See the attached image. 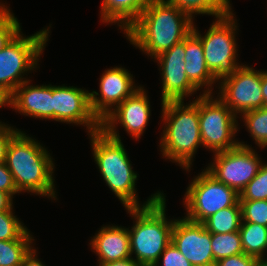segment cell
I'll return each instance as SVG.
<instances>
[{"instance_id":"obj_19","label":"cell","mask_w":267,"mask_h":266,"mask_svg":"<svg viewBox=\"0 0 267 266\" xmlns=\"http://www.w3.org/2000/svg\"><path fill=\"white\" fill-rule=\"evenodd\" d=\"M185 54V72L189 81L198 90L206 86L203 94H212L216 80L207 67L201 40L193 32L185 38Z\"/></svg>"},{"instance_id":"obj_5","label":"cell","mask_w":267,"mask_h":266,"mask_svg":"<svg viewBox=\"0 0 267 266\" xmlns=\"http://www.w3.org/2000/svg\"><path fill=\"white\" fill-rule=\"evenodd\" d=\"M93 156L110 190L126 208L140 207L135 183L137 173L121 140L108 136L102 129L90 133Z\"/></svg>"},{"instance_id":"obj_2","label":"cell","mask_w":267,"mask_h":266,"mask_svg":"<svg viewBox=\"0 0 267 266\" xmlns=\"http://www.w3.org/2000/svg\"><path fill=\"white\" fill-rule=\"evenodd\" d=\"M52 160L45 146L19 131L9 142L5 161L18 193L32 192L56 200Z\"/></svg>"},{"instance_id":"obj_33","label":"cell","mask_w":267,"mask_h":266,"mask_svg":"<svg viewBox=\"0 0 267 266\" xmlns=\"http://www.w3.org/2000/svg\"><path fill=\"white\" fill-rule=\"evenodd\" d=\"M258 259L245 253L222 258L214 266H255Z\"/></svg>"},{"instance_id":"obj_15","label":"cell","mask_w":267,"mask_h":266,"mask_svg":"<svg viewBox=\"0 0 267 266\" xmlns=\"http://www.w3.org/2000/svg\"><path fill=\"white\" fill-rule=\"evenodd\" d=\"M185 39L157 56L162 78V103L184 101L198 91L185 72Z\"/></svg>"},{"instance_id":"obj_28","label":"cell","mask_w":267,"mask_h":266,"mask_svg":"<svg viewBox=\"0 0 267 266\" xmlns=\"http://www.w3.org/2000/svg\"><path fill=\"white\" fill-rule=\"evenodd\" d=\"M242 222H251L267 227V200L239 201Z\"/></svg>"},{"instance_id":"obj_35","label":"cell","mask_w":267,"mask_h":266,"mask_svg":"<svg viewBox=\"0 0 267 266\" xmlns=\"http://www.w3.org/2000/svg\"><path fill=\"white\" fill-rule=\"evenodd\" d=\"M36 250L32 248L30 252L24 257L22 261V266H45L42 262L37 258Z\"/></svg>"},{"instance_id":"obj_31","label":"cell","mask_w":267,"mask_h":266,"mask_svg":"<svg viewBox=\"0 0 267 266\" xmlns=\"http://www.w3.org/2000/svg\"><path fill=\"white\" fill-rule=\"evenodd\" d=\"M160 260L162 261V266H193L172 242L164 249L158 262L154 266H159Z\"/></svg>"},{"instance_id":"obj_36","label":"cell","mask_w":267,"mask_h":266,"mask_svg":"<svg viewBox=\"0 0 267 266\" xmlns=\"http://www.w3.org/2000/svg\"><path fill=\"white\" fill-rule=\"evenodd\" d=\"M13 198L0 190V212L13 210Z\"/></svg>"},{"instance_id":"obj_18","label":"cell","mask_w":267,"mask_h":266,"mask_svg":"<svg viewBox=\"0 0 267 266\" xmlns=\"http://www.w3.org/2000/svg\"><path fill=\"white\" fill-rule=\"evenodd\" d=\"M90 245L99 258V265L131 258L128 228L104 226L91 239Z\"/></svg>"},{"instance_id":"obj_9","label":"cell","mask_w":267,"mask_h":266,"mask_svg":"<svg viewBox=\"0 0 267 266\" xmlns=\"http://www.w3.org/2000/svg\"><path fill=\"white\" fill-rule=\"evenodd\" d=\"M199 127L202 145L214 153L239 145L234 136L238 131L237 116L218 97L201 94L198 97ZM234 139V140H233Z\"/></svg>"},{"instance_id":"obj_13","label":"cell","mask_w":267,"mask_h":266,"mask_svg":"<svg viewBox=\"0 0 267 266\" xmlns=\"http://www.w3.org/2000/svg\"><path fill=\"white\" fill-rule=\"evenodd\" d=\"M150 102L140 86L101 121V129L110 137L121 140L116 126L121 124L133 138L139 139L150 119ZM117 124V125H116Z\"/></svg>"},{"instance_id":"obj_17","label":"cell","mask_w":267,"mask_h":266,"mask_svg":"<svg viewBox=\"0 0 267 266\" xmlns=\"http://www.w3.org/2000/svg\"><path fill=\"white\" fill-rule=\"evenodd\" d=\"M30 80L18 86L8 97L7 105L23 115L53 120L52 85H30Z\"/></svg>"},{"instance_id":"obj_32","label":"cell","mask_w":267,"mask_h":266,"mask_svg":"<svg viewBox=\"0 0 267 266\" xmlns=\"http://www.w3.org/2000/svg\"><path fill=\"white\" fill-rule=\"evenodd\" d=\"M19 131L8 124L0 123V163L6 161L9 142Z\"/></svg>"},{"instance_id":"obj_40","label":"cell","mask_w":267,"mask_h":266,"mask_svg":"<svg viewBox=\"0 0 267 266\" xmlns=\"http://www.w3.org/2000/svg\"><path fill=\"white\" fill-rule=\"evenodd\" d=\"M255 266H267V263L264 260H258Z\"/></svg>"},{"instance_id":"obj_6","label":"cell","mask_w":267,"mask_h":266,"mask_svg":"<svg viewBox=\"0 0 267 266\" xmlns=\"http://www.w3.org/2000/svg\"><path fill=\"white\" fill-rule=\"evenodd\" d=\"M49 29L28 37H23L20 30L0 51V92L7 98L18 86L28 81L23 77L24 74L38 66L39 57L49 40Z\"/></svg>"},{"instance_id":"obj_34","label":"cell","mask_w":267,"mask_h":266,"mask_svg":"<svg viewBox=\"0 0 267 266\" xmlns=\"http://www.w3.org/2000/svg\"><path fill=\"white\" fill-rule=\"evenodd\" d=\"M0 190L8 193L12 198L16 193H18L12 178V174L5 162L0 163Z\"/></svg>"},{"instance_id":"obj_30","label":"cell","mask_w":267,"mask_h":266,"mask_svg":"<svg viewBox=\"0 0 267 266\" xmlns=\"http://www.w3.org/2000/svg\"><path fill=\"white\" fill-rule=\"evenodd\" d=\"M21 30L19 20L10 12L9 8H0V51Z\"/></svg>"},{"instance_id":"obj_25","label":"cell","mask_w":267,"mask_h":266,"mask_svg":"<svg viewBox=\"0 0 267 266\" xmlns=\"http://www.w3.org/2000/svg\"><path fill=\"white\" fill-rule=\"evenodd\" d=\"M211 248L215 262L225 257L244 253L239 231L211 234Z\"/></svg>"},{"instance_id":"obj_7","label":"cell","mask_w":267,"mask_h":266,"mask_svg":"<svg viewBox=\"0 0 267 266\" xmlns=\"http://www.w3.org/2000/svg\"><path fill=\"white\" fill-rule=\"evenodd\" d=\"M233 13L217 18L206 34L202 36L195 25L192 32L201 40L207 67L216 82L230 76L243 64L237 61V43L235 33L237 23Z\"/></svg>"},{"instance_id":"obj_27","label":"cell","mask_w":267,"mask_h":266,"mask_svg":"<svg viewBox=\"0 0 267 266\" xmlns=\"http://www.w3.org/2000/svg\"><path fill=\"white\" fill-rule=\"evenodd\" d=\"M239 201L267 200V164L263 163L256 176L239 194Z\"/></svg>"},{"instance_id":"obj_12","label":"cell","mask_w":267,"mask_h":266,"mask_svg":"<svg viewBox=\"0 0 267 266\" xmlns=\"http://www.w3.org/2000/svg\"><path fill=\"white\" fill-rule=\"evenodd\" d=\"M53 120L86 126L88 133L101 129V122L93 114L89 91L73 86H52Z\"/></svg>"},{"instance_id":"obj_10","label":"cell","mask_w":267,"mask_h":266,"mask_svg":"<svg viewBox=\"0 0 267 266\" xmlns=\"http://www.w3.org/2000/svg\"><path fill=\"white\" fill-rule=\"evenodd\" d=\"M213 160L215 162L206 167V170L239 194L262 165L255 150L244 142H239L238 146L230 150L214 153Z\"/></svg>"},{"instance_id":"obj_8","label":"cell","mask_w":267,"mask_h":266,"mask_svg":"<svg viewBox=\"0 0 267 266\" xmlns=\"http://www.w3.org/2000/svg\"><path fill=\"white\" fill-rule=\"evenodd\" d=\"M195 177L183 199L187 209L185 218L188 220L203 223L208 217L226 207L240 205L239 193L218 181L206 169Z\"/></svg>"},{"instance_id":"obj_23","label":"cell","mask_w":267,"mask_h":266,"mask_svg":"<svg viewBox=\"0 0 267 266\" xmlns=\"http://www.w3.org/2000/svg\"><path fill=\"white\" fill-rule=\"evenodd\" d=\"M33 237L28 229L18 238L0 241V266H19L33 248Z\"/></svg>"},{"instance_id":"obj_11","label":"cell","mask_w":267,"mask_h":266,"mask_svg":"<svg viewBox=\"0 0 267 266\" xmlns=\"http://www.w3.org/2000/svg\"><path fill=\"white\" fill-rule=\"evenodd\" d=\"M220 81V92L217 97L236 116L239 113H241V116L245 112L264 107L261 71L242 65L234 74Z\"/></svg>"},{"instance_id":"obj_41","label":"cell","mask_w":267,"mask_h":266,"mask_svg":"<svg viewBox=\"0 0 267 266\" xmlns=\"http://www.w3.org/2000/svg\"><path fill=\"white\" fill-rule=\"evenodd\" d=\"M1 7H6V6H5L4 4H1V3H0V8H1Z\"/></svg>"},{"instance_id":"obj_37","label":"cell","mask_w":267,"mask_h":266,"mask_svg":"<svg viewBox=\"0 0 267 266\" xmlns=\"http://www.w3.org/2000/svg\"><path fill=\"white\" fill-rule=\"evenodd\" d=\"M99 266H140L133 258L112 261Z\"/></svg>"},{"instance_id":"obj_26","label":"cell","mask_w":267,"mask_h":266,"mask_svg":"<svg viewBox=\"0 0 267 266\" xmlns=\"http://www.w3.org/2000/svg\"><path fill=\"white\" fill-rule=\"evenodd\" d=\"M252 139L261 148L267 147V108L262 107L242 114Z\"/></svg>"},{"instance_id":"obj_3","label":"cell","mask_w":267,"mask_h":266,"mask_svg":"<svg viewBox=\"0 0 267 266\" xmlns=\"http://www.w3.org/2000/svg\"><path fill=\"white\" fill-rule=\"evenodd\" d=\"M165 195L160 191L136 208H126L135 219L129 230L131 258L140 266H154L164 249L171 243L174 219L168 221L165 214ZM167 219V220H166Z\"/></svg>"},{"instance_id":"obj_4","label":"cell","mask_w":267,"mask_h":266,"mask_svg":"<svg viewBox=\"0 0 267 266\" xmlns=\"http://www.w3.org/2000/svg\"><path fill=\"white\" fill-rule=\"evenodd\" d=\"M162 121L165 122L160 141L162 156L177 162L189 171L197 148L202 145L198 97L184 105V101L162 103Z\"/></svg>"},{"instance_id":"obj_29","label":"cell","mask_w":267,"mask_h":266,"mask_svg":"<svg viewBox=\"0 0 267 266\" xmlns=\"http://www.w3.org/2000/svg\"><path fill=\"white\" fill-rule=\"evenodd\" d=\"M26 230L12 210L0 212V241L18 239Z\"/></svg>"},{"instance_id":"obj_16","label":"cell","mask_w":267,"mask_h":266,"mask_svg":"<svg viewBox=\"0 0 267 266\" xmlns=\"http://www.w3.org/2000/svg\"><path fill=\"white\" fill-rule=\"evenodd\" d=\"M132 77L122 67L107 69L100 78V94L96 91L89 92L92 112L100 122L113 111L114 106L116 108L140 88L136 87Z\"/></svg>"},{"instance_id":"obj_22","label":"cell","mask_w":267,"mask_h":266,"mask_svg":"<svg viewBox=\"0 0 267 266\" xmlns=\"http://www.w3.org/2000/svg\"><path fill=\"white\" fill-rule=\"evenodd\" d=\"M193 19V14H208L215 18L232 14L230 0H167Z\"/></svg>"},{"instance_id":"obj_38","label":"cell","mask_w":267,"mask_h":266,"mask_svg":"<svg viewBox=\"0 0 267 266\" xmlns=\"http://www.w3.org/2000/svg\"><path fill=\"white\" fill-rule=\"evenodd\" d=\"M261 89L264 99V107L267 108V71H261Z\"/></svg>"},{"instance_id":"obj_20","label":"cell","mask_w":267,"mask_h":266,"mask_svg":"<svg viewBox=\"0 0 267 266\" xmlns=\"http://www.w3.org/2000/svg\"><path fill=\"white\" fill-rule=\"evenodd\" d=\"M151 0H103L101 19L104 23H118L126 31L142 14Z\"/></svg>"},{"instance_id":"obj_14","label":"cell","mask_w":267,"mask_h":266,"mask_svg":"<svg viewBox=\"0 0 267 266\" xmlns=\"http://www.w3.org/2000/svg\"><path fill=\"white\" fill-rule=\"evenodd\" d=\"M171 242L193 266L215 265L211 233L203 223L174 219Z\"/></svg>"},{"instance_id":"obj_24","label":"cell","mask_w":267,"mask_h":266,"mask_svg":"<svg viewBox=\"0 0 267 266\" xmlns=\"http://www.w3.org/2000/svg\"><path fill=\"white\" fill-rule=\"evenodd\" d=\"M242 223L241 206L226 207L208 217L204 222L205 228L211 233H230L239 231Z\"/></svg>"},{"instance_id":"obj_39","label":"cell","mask_w":267,"mask_h":266,"mask_svg":"<svg viewBox=\"0 0 267 266\" xmlns=\"http://www.w3.org/2000/svg\"><path fill=\"white\" fill-rule=\"evenodd\" d=\"M8 98L0 92V108L7 105ZM2 123V122H0Z\"/></svg>"},{"instance_id":"obj_1","label":"cell","mask_w":267,"mask_h":266,"mask_svg":"<svg viewBox=\"0 0 267 266\" xmlns=\"http://www.w3.org/2000/svg\"><path fill=\"white\" fill-rule=\"evenodd\" d=\"M193 24L188 14L167 0H151L124 33L132 45L155 59L184 40Z\"/></svg>"},{"instance_id":"obj_21","label":"cell","mask_w":267,"mask_h":266,"mask_svg":"<svg viewBox=\"0 0 267 266\" xmlns=\"http://www.w3.org/2000/svg\"><path fill=\"white\" fill-rule=\"evenodd\" d=\"M243 252L263 260L267 250V227L251 222H242L239 229Z\"/></svg>"}]
</instances>
